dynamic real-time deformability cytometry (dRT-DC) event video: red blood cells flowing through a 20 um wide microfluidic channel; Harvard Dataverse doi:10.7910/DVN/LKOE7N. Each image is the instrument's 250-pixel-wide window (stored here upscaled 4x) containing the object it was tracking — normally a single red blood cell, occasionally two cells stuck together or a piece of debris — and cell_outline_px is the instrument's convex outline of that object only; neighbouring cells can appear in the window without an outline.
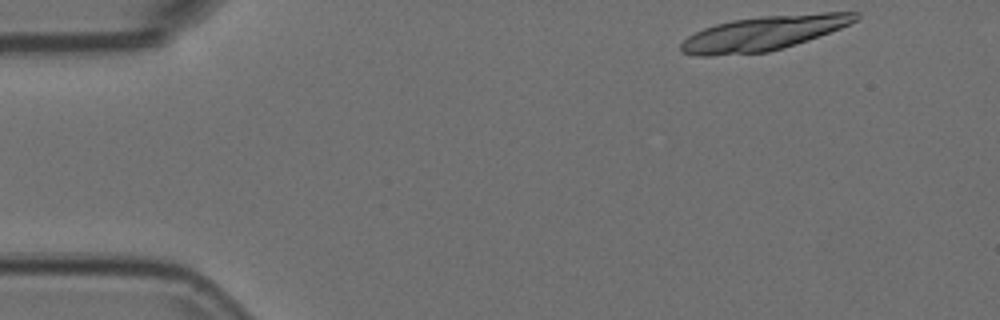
{"species": "Egyptian fruit bat (a non-hibernating species)", "species_latin": "Rousettus aegyptiacus", "temperature_condition": "room temperature", "stored_images_in_passage": 14, "camera_frame_rate_fps": 3000, "um_per_image_px": 0.085, "animal": {"sex": "female"}, "frame": {"image": 1, "passage_image": 1, "time_ms": 0.0, "image_size_px": [1000, 320], "cell_outline_px": [[860, 16], [856, 20], [840, 28], [768, 52], [708, 56], [696, 56], [680, 52], [680, 44], [688, 36], [704, 28], [716, 24], [732, 20], [760, 16], [824, 12], [860, 12]], "centroid_in_image_um": [64.84, 2.81], "position_along_channel_um": 20.2, "area_um2": 34.56}}